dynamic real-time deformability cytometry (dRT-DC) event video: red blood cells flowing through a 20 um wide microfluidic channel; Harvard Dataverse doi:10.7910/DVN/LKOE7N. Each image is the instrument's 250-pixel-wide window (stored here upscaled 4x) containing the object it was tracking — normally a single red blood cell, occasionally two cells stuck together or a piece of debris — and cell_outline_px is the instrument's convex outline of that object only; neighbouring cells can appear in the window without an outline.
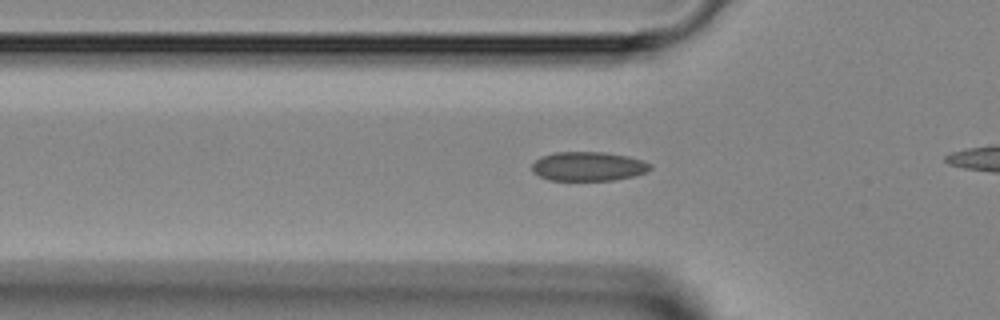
{"species": "Egyptian fruit bat (a non-hibernating species)", "species_latin": "Rousettus aegyptiacus", "temperature_condition": "room temperature", "stored_images_in_passage": 32, "camera_frame_rate_fps": 3000, "um_per_image_px": 0.085, "animal": {"sex": "female"}, "frame": {"image": 1, "passage_image": 9, "time_ms": 2.667, "image_size_px": [1000, 320], "cell_outline_px": [[652, 168], [644, 172], [632, 176], [612, 180], [548, 180], [532, 172], [532, 164], [540, 156], [556, 152], [600, 152], [628, 156], [652, 164]], "centroid_in_image_um": [49.96, 14.14], "position_along_channel_um": 75.8, "area_um2": 19.94}}
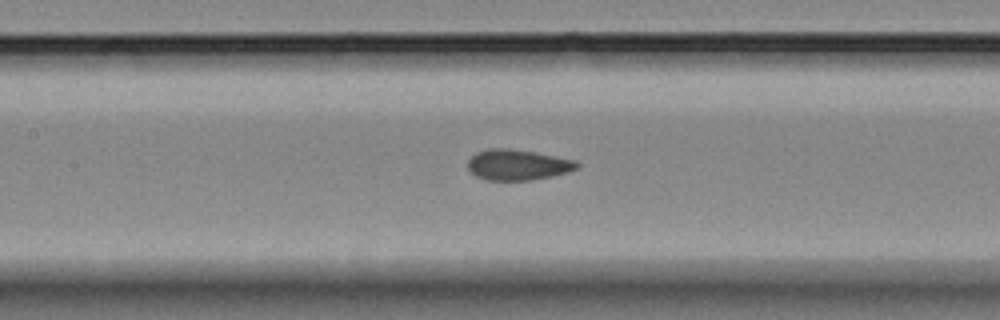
{"frame": {"image": 2, "passage_image": 15, "time_ms": 4.667, "image_size_px": [1000, 320], "cell_outline_px": [[580, 168], [568, 172], [552, 176], [532, 180], [484, 180], [476, 176], [468, 168], [468, 160], [476, 152], [488, 148], [508, 148], [536, 152], [576, 160], [580, 164]], "centroid_in_image_um": [44.03, 14.0], "position_along_channel_um": 163.4, "area_um2": 19.71}}
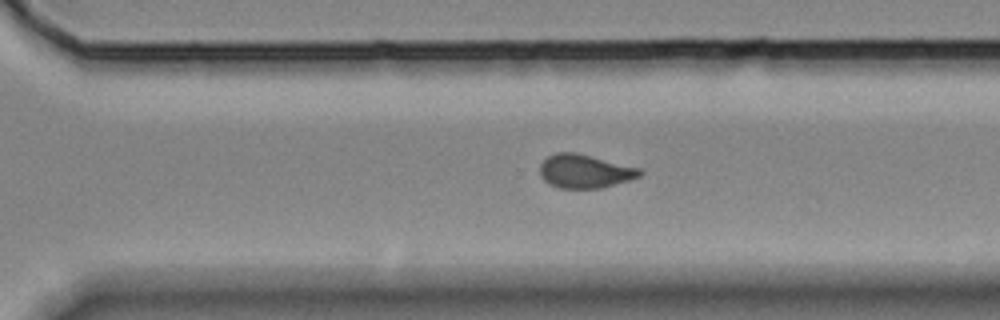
{"frame": {"image": 3, "passage_image": 26, "time_ms": 8.333, "image_size_px": [1000, 320], "cell_outline_px": [[644, 172], [640, 176], [628, 180], [600, 188], [560, 188], [548, 184], [540, 176], [540, 164], [548, 156], [556, 152], [576, 152], [640, 168]], "centroid_in_image_um": [49.68, 14.55], "position_along_channel_um": 320.9, "area_um2": 19.54}}